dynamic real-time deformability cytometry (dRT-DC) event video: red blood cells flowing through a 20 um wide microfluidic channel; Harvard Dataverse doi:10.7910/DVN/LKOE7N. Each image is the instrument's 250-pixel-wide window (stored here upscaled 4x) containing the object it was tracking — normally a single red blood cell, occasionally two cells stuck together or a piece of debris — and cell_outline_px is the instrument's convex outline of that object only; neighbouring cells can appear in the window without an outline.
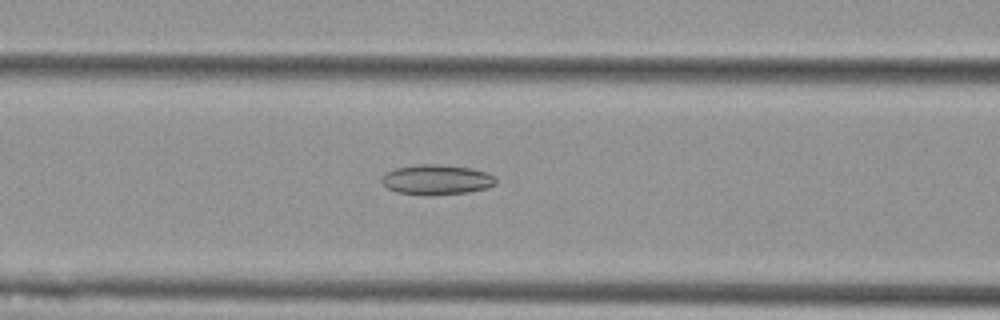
{"species": "Egyptian fruit bat (a non-hibernating species)", "species_latin": "Rousettus aegyptiacus", "temperature_condition": "cold", "stored_images_in_passage": 32, "camera_frame_rate_fps": 3000, "um_per_image_px": 0.085, "animal": {"sex": "female"}, "frame": {"image": 1, "passage_image": 6, "time_ms": 1.667, "image_size_px": [1000, 320], "cell_outline_px": [[496, 184], [488, 188], [468, 192], [428, 196], [424, 196], [396, 192], [388, 188], [380, 180], [384, 172], [396, 168], [420, 164], [440, 164], [472, 168], [488, 172], [496, 176]], "centroid_in_image_um": [37.13, 15.28], "position_along_channel_um": 129.5, "area_um2": 20.4}}
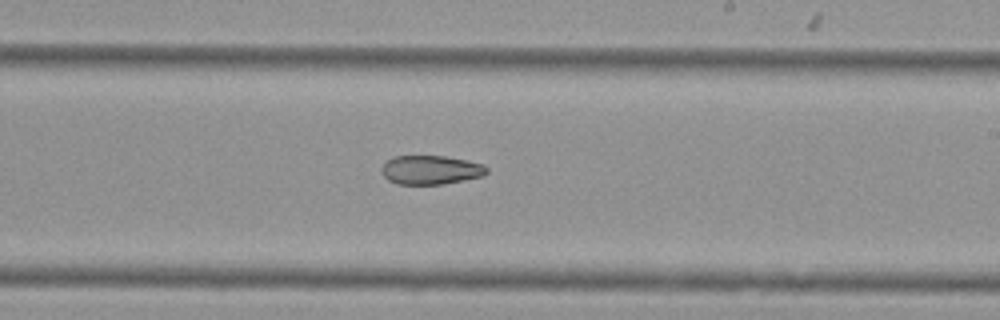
{"frame": {"image": 2, "passage_image": 16, "time_ms": 5.0, "image_size_px": [1000, 320], "cell_outline_px": [[488, 172], [484, 176], [444, 184], [396, 184], [388, 180], [384, 176], [380, 168], [392, 156], [444, 156], [484, 164], [488, 168]], "centroid_in_image_um": [36.62, 14.45], "position_along_channel_um": 252.4, "area_um2": 17.8}}
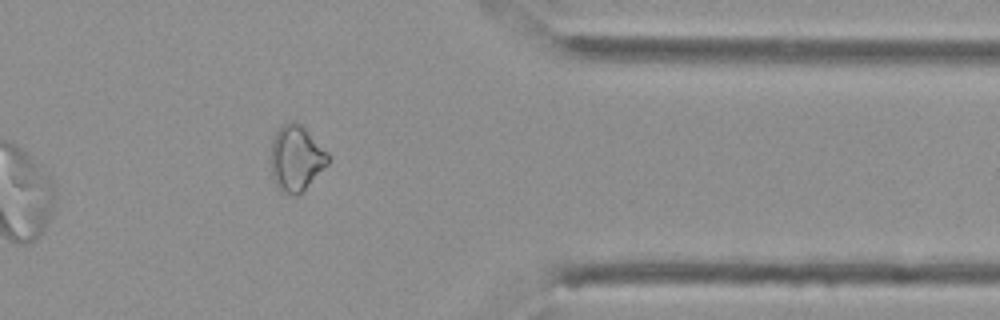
{"frame": {"image": 3, "passage_image": 28, "time_ms": 9.0, "image_size_px": [1000, 320], "cell_outline_px": [[332, 156], [328, 164], [300, 196], [292, 196], [280, 192], [276, 188], [272, 176], [272, 136], [288, 120], [296, 120]], "centroid_in_image_um": [25.19, 13.5], "position_along_channel_um": 386.2, "area_um2": 22.31}}